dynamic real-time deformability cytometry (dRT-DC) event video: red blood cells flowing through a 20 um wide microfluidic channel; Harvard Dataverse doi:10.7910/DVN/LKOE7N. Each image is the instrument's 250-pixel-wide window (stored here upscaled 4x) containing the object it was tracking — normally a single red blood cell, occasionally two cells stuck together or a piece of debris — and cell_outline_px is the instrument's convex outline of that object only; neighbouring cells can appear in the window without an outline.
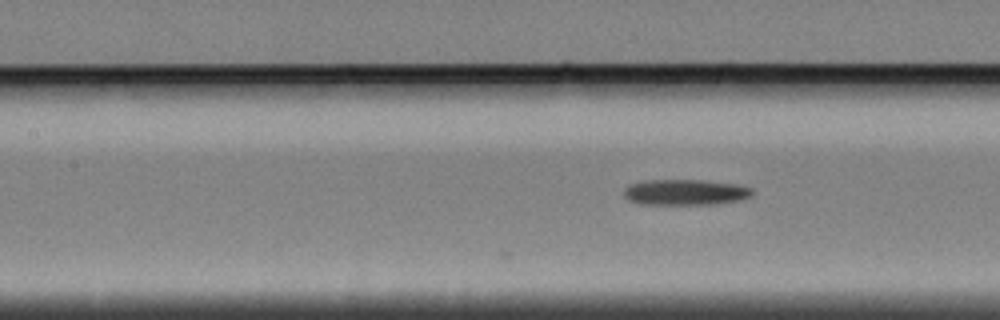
{"species": "Egyptian fruit bat (a non-hibernating species)", "species_latin": "Rousettus aegyptiacus", "temperature_condition": "cold", "stored_images_in_passage": 11, "camera_frame_rate_fps": 3000, "um_per_image_px": 0.085, "animal": {"sex": "female"}, "frame": {"image": 1, "passage_image": 11, "time_ms": 3.333, "image_size_px": [1000, 320], "cell_outline_px": [[752, 196], [744, 200], [716, 204], [640, 204], [628, 200], [624, 196], [624, 188], [632, 184], [644, 180], [700, 180], [732, 184], [752, 188]], "centroid_in_image_um": [58.25, 16.35], "position_along_channel_um": 149.2, "area_um2": 19.25}}